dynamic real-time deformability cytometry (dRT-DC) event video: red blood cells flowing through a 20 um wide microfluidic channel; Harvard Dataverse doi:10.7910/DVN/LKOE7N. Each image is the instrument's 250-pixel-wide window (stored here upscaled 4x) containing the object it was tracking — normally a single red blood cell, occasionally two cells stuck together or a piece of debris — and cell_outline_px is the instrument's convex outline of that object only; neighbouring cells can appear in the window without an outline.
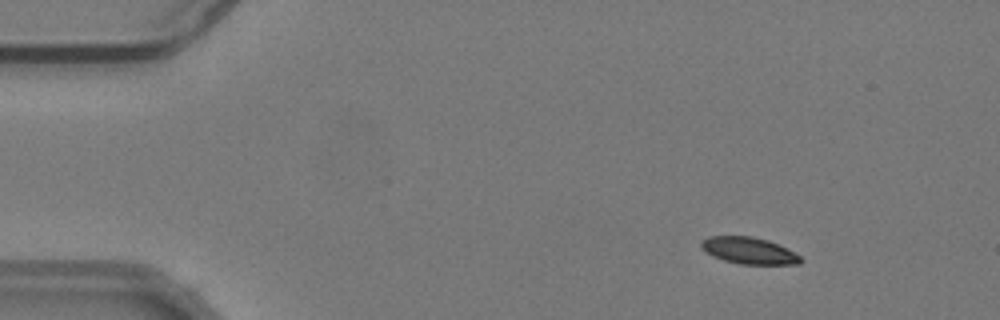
{"species": "common noctule bat (a hibernating species)", "species_latin": "Nyctalus noctula", "temperature_condition": "warm", "stored_images_in_passage": 54, "camera_frame_rate_fps": 3000, "um_per_image_px": 0.085, "animal": {"sex": "male", "body_mass_g": 19.2, "forearm_length_mm": 51.8}, "frame": {"image": 1, "passage_image": 7, "time_ms": 2.0, "image_size_px": [1000, 320], "cell_outline_px": [[804, 260], [800, 264], [740, 264], [724, 260], [712, 256], [700, 248], [700, 240], [708, 236], [752, 236], [768, 240], [800, 256]], "centroid_in_image_um": [63.6, 21.3], "position_along_channel_um": 21.4, "area_um2": 15.43}}
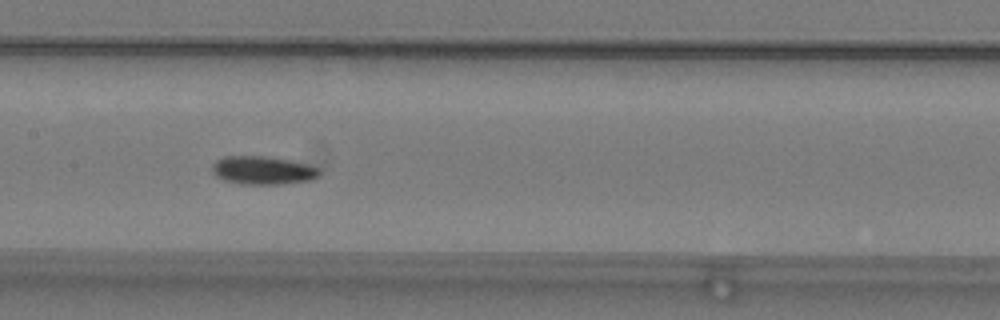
{"frame": {"image": 2, "passage_image": 27, "time_ms": 8.667, "image_size_px": [1000, 320], "cell_outline_px": [[320, 172], [316, 176], [308, 180], [280, 184], [240, 184], [224, 180], [216, 176], [212, 172], [212, 164], [216, 160], [224, 156], [264, 156], [288, 160], [320, 168]], "centroid_in_image_um": [22.27, 14.47], "position_along_channel_um": 185.1, "area_um2": 17.46}}
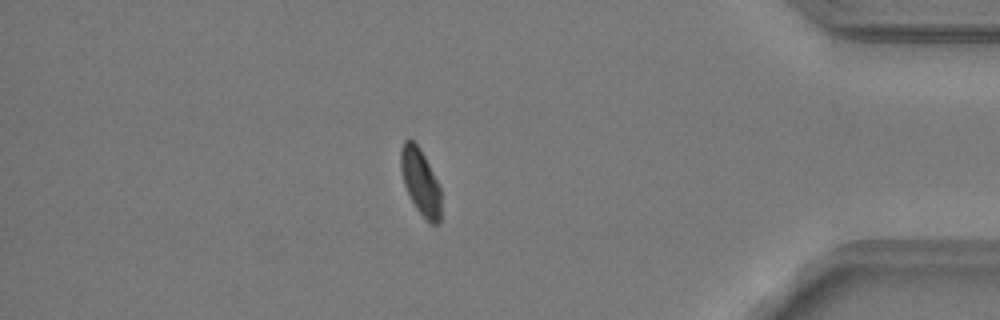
{"frame": {"image": 3, "passage_image": 47, "time_ms": 15.333, "image_size_px": [1000, 320], "cell_outline_px": [[440, 224], [432, 224], [416, 208], [404, 184], [400, 168], [400, 148], [404, 140], [408, 136], [420, 148], [440, 188]], "centroid_in_image_um": [35.71, 15.4], "position_along_channel_um": 399.5, "area_um2": 15.26}, "authors_computed_cell_mechanics": {"area_um2": 16.3574, "velocity_mm_per_s": 3.7927, "shape_relaxation_time_tau1_ms": 4.3558, "shape_relaxation_time_tau2_ms": null, "deformation_change_tau1": 0.1108, "deformation_change_tau2": null}}